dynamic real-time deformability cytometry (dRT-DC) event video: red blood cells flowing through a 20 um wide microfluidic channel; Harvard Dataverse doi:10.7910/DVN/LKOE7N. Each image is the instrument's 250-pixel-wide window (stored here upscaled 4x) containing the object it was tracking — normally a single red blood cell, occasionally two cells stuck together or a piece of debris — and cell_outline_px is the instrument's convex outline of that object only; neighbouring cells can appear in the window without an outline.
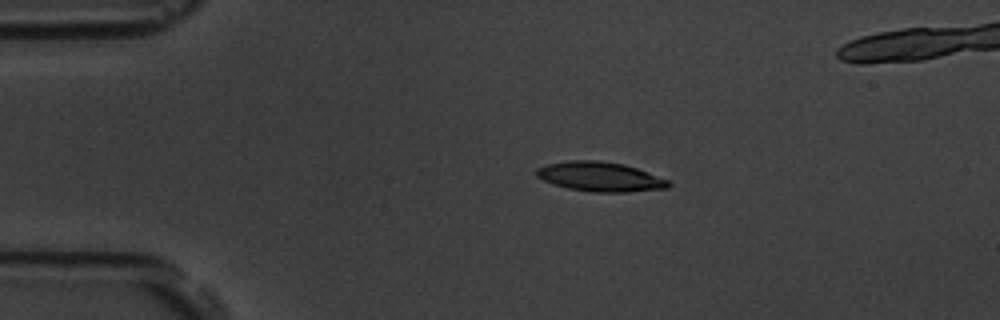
{"species": "common noctule bat (a hibernating species)", "species_latin": "Nyctalus noctula", "temperature_condition": "room temperature", "stored_images_in_passage": 47, "camera_frame_rate_fps": 3000, "um_per_image_px": 0.085, "animal": {"sex": "male", "body_mass_g": 19.5, "forearm_length_mm": 54.6}, "frame": {"image": 1, "passage_image": 6, "time_ms": 1.667, "image_size_px": [1000, 320], "cell_outline_px": [[672, 184], [668, 188], [628, 192], [592, 192], [568, 188], [552, 184], [536, 176], [536, 168], [548, 164], [568, 160], [600, 160], [624, 164], [636, 168], [668, 180]], "centroid_in_image_um": [51.0, 15.02], "position_along_channel_um": 34.0, "area_um2": 22.72}}
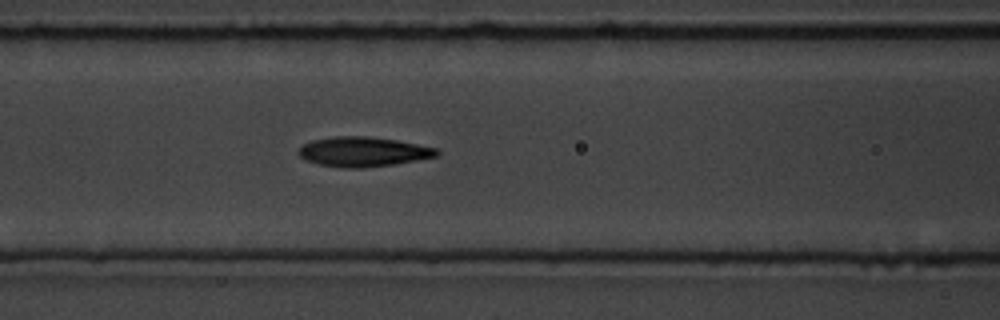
{"frame": {"image": 2, "passage_image": 18, "time_ms": 5.667, "image_size_px": [1000, 320], "cell_outline_px": [[440, 152], [436, 156], [416, 160], [392, 164], [360, 168], [340, 168], [320, 164], [308, 160], [300, 156], [296, 152], [304, 144], [312, 140], [332, 136], [368, 136], [396, 140], [436, 148]], "centroid_in_image_um": [30.83, 12.89], "position_along_channel_um": 135.8, "area_um2": 23.7}}
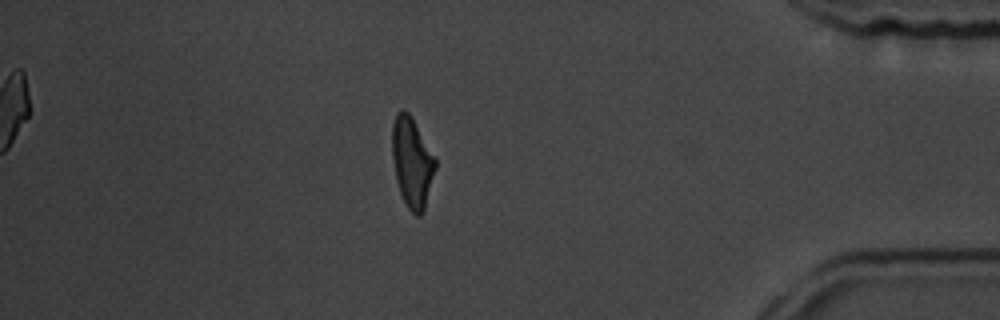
{"frame": {"image": 3, "passage_image": 43, "time_ms": 14.0, "image_size_px": [1000, 320], "cell_outline_px": [[436, 168], [424, 212], [420, 216], [416, 216], [408, 208], [400, 192], [396, 180], [392, 156], [392, 124], [396, 112], [404, 108], [412, 116], [436, 160]], "centroid_in_image_um": [35.02, 13.78], "position_along_channel_um": 400.2, "area_um2": 22.77}}